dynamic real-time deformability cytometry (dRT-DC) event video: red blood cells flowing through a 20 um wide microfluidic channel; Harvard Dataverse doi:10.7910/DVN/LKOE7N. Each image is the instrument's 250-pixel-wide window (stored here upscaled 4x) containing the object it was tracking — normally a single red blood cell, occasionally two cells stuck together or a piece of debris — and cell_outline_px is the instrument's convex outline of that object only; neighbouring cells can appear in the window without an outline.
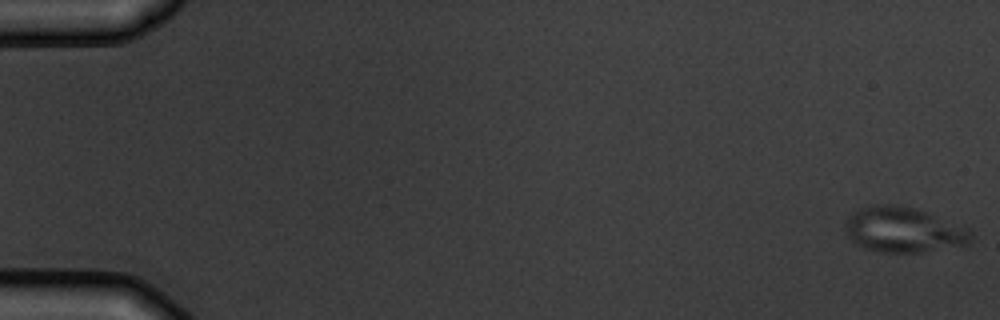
{"species": "common noctule bat (a hibernating species)", "species_latin": "Nyctalus noctula", "temperature_condition": "warm", "stored_images_in_passage": 6, "camera_frame_rate_fps": 3000, "um_per_image_px": 0.085, "animal": {"sex": "male", "body_mass_g": 19.5, "forearm_length_mm": 54.6}, "frame": {"image": 1, "passage_image": 1, "time_ms": 0.0, "image_size_px": [1000, 320], "cell_outline_px": [[972, 240], [968, 244], [920, 252], [880, 252], [868, 248], [852, 240], [848, 236], [844, 228], [844, 220], [852, 212], [872, 204], [896, 204], [912, 208], [972, 228]], "centroid_in_image_um": [76.8, 19.52], "position_along_channel_um": 8.2, "area_um2": 33.06}}